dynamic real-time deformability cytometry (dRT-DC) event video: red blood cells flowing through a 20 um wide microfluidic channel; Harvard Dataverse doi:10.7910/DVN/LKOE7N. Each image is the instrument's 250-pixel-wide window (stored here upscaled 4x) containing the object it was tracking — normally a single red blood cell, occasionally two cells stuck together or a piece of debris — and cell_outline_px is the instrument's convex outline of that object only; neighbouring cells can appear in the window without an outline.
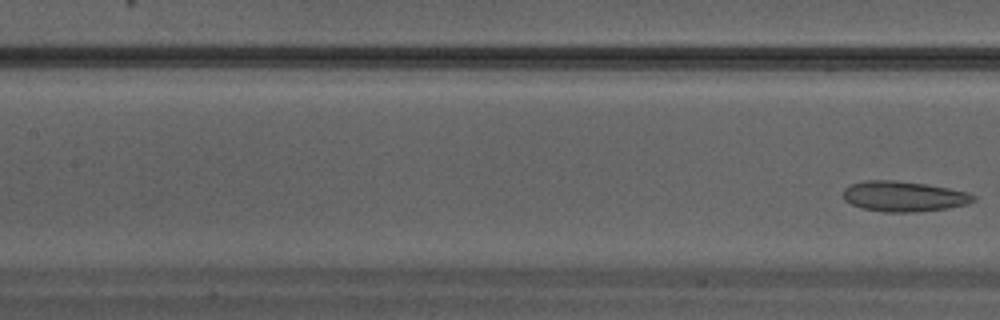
{"species": "Egyptian fruit bat (a non-hibernating species)", "species_latin": "Rousettus aegyptiacus", "temperature_condition": "warm", "stored_images_in_passage": 5, "camera_frame_rate_fps": 3000, "um_per_image_px": 0.085, "animal": {"sex": "male"}, "frame": {"image": 1, "passage_image": 5, "time_ms": 1.333, "image_size_px": [1000, 320], "cell_outline_px": [[976, 200], [968, 204], [948, 208], [916, 212], [888, 212], [860, 208], [844, 200], [844, 188], [852, 184], [868, 180], [892, 180], [924, 184], [948, 188], [968, 192], [976, 196]], "centroid_in_image_um": [76.84, 16.7], "position_along_channel_um": 130.6, "area_um2": 22.95}}